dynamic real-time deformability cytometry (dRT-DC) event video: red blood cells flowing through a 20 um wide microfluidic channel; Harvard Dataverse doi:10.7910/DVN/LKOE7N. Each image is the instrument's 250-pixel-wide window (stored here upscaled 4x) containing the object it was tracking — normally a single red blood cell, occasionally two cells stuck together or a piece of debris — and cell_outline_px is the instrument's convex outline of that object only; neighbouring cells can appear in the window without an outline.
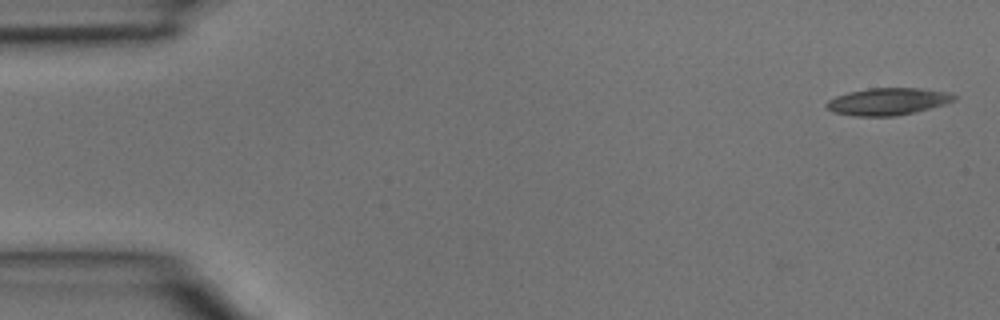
{"species": "common noctule bat (a hibernating species)", "species_latin": "Nyctalus noctula", "temperature_condition": "room temperature", "stored_images_in_passage": 4, "camera_frame_rate_fps": 3000, "um_per_image_px": 0.085, "animal": {"sex": "male", "body_mass_g": 15.6}, "frame": {"image": 1, "passage_image": 1, "time_ms": 0.0, "image_size_px": [1000, 320], "cell_outline_px": [[956, 100], [944, 104], [896, 116], [852, 116], [832, 112], [824, 104], [828, 100], [836, 96], [848, 92], [868, 88], [920, 88], [944, 92], [956, 96]], "centroid_in_image_um": [75.39, 8.63], "position_along_channel_um": 9.6, "area_um2": 20.0}}
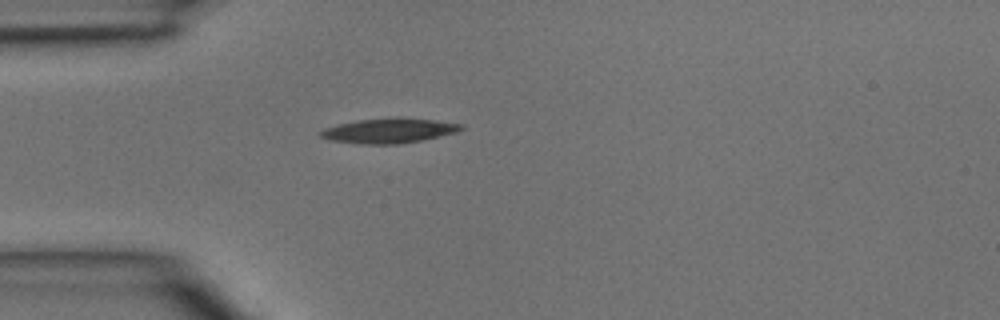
{"frame": {"image": 2, "passage_image": 4, "time_ms": 1.0, "image_size_px": [1000, 320], "cell_outline_px": [[464, 128], [456, 132], [424, 140], [396, 144], [356, 144], [328, 140], [320, 136], [316, 132], [324, 128], [336, 124], [360, 120], [396, 116], [400, 116], [436, 120], [464, 124]], "centroid_in_image_um": [33.04, 11.09], "position_along_channel_um": 52.0, "area_um2": 20.87}}